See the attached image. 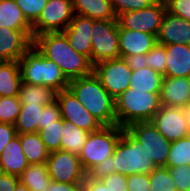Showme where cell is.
I'll use <instances>...</instances> for the list:
<instances>
[{
    "label": "cell",
    "instance_id": "34",
    "mask_svg": "<svg viewBox=\"0 0 190 191\" xmlns=\"http://www.w3.org/2000/svg\"><path fill=\"white\" fill-rule=\"evenodd\" d=\"M21 105L19 96L0 97V122L14 125Z\"/></svg>",
    "mask_w": 190,
    "mask_h": 191
},
{
    "label": "cell",
    "instance_id": "16",
    "mask_svg": "<svg viewBox=\"0 0 190 191\" xmlns=\"http://www.w3.org/2000/svg\"><path fill=\"white\" fill-rule=\"evenodd\" d=\"M95 20L90 17L75 14L71 23L64 29L70 46L76 51L91 59L92 30Z\"/></svg>",
    "mask_w": 190,
    "mask_h": 191
},
{
    "label": "cell",
    "instance_id": "37",
    "mask_svg": "<svg viewBox=\"0 0 190 191\" xmlns=\"http://www.w3.org/2000/svg\"><path fill=\"white\" fill-rule=\"evenodd\" d=\"M113 10L118 16L121 13L141 10L154 4L153 0H110Z\"/></svg>",
    "mask_w": 190,
    "mask_h": 191
},
{
    "label": "cell",
    "instance_id": "21",
    "mask_svg": "<svg viewBox=\"0 0 190 191\" xmlns=\"http://www.w3.org/2000/svg\"><path fill=\"white\" fill-rule=\"evenodd\" d=\"M167 65L164 77H187L190 73V45H166Z\"/></svg>",
    "mask_w": 190,
    "mask_h": 191
},
{
    "label": "cell",
    "instance_id": "10",
    "mask_svg": "<svg viewBox=\"0 0 190 191\" xmlns=\"http://www.w3.org/2000/svg\"><path fill=\"white\" fill-rule=\"evenodd\" d=\"M74 15L72 0H48L40 17L32 25L33 39L47 32H63Z\"/></svg>",
    "mask_w": 190,
    "mask_h": 191
},
{
    "label": "cell",
    "instance_id": "2",
    "mask_svg": "<svg viewBox=\"0 0 190 191\" xmlns=\"http://www.w3.org/2000/svg\"><path fill=\"white\" fill-rule=\"evenodd\" d=\"M67 88L103 126L118 125L115 99L105 90L94 72L70 80Z\"/></svg>",
    "mask_w": 190,
    "mask_h": 191
},
{
    "label": "cell",
    "instance_id": "20",
    "mask_svg": "<svg viewBox=\"0 0 190 191\" xmlns=\"http://www.w3.org/2000/svg\"><path fill=\"white\" fill-rule=\"evenodd\" d=\"M28 165L18 134L0 155V172L19 177Z\"/></svg>",
    "mask_w": 190,
    "mask_h": 191
},
{
    "label": "cell",
    "instance_id": "33",
    "mask_svg": "<svg viewBox=\"0 0 190 191\" xmlns=\"http://www.w3.org/2000/svg\"><path fill=\"white\" fill-rule=\"evenodd\" d=\"M151 191H177L168 167H156L149 173Z\"/></svg>",
    "mask_w": 190,
    "mask_h": 191
},
{
    "label": "cell",
    "instance_id": "51",
    "mask_svg": "<svg viewBox=\"0 0 190 191\" xmlns=\"http://www.w3.org/2000/svg\"><path fill=\"white\" fill-rule=\"evenodd\" d=\"M153 1H154V3L167 7L173 0H153Z\"/></svg>",
    "mask_w": 190,
    "mask_h": 191
},
{
    "label": "cell",
    "instance_id": "9",
    "mask_svg": "<svg viewBox=\"0 0 190 191\" xmlns=\"http://www.w3.org/2000/svg\"><path fill=\"white\" fill-rule=\"evenodd\" d=\"M93 72L115 100L130 86L132 70L122 57L97 63Z\"/></svg>",
    "mask_w": 190,
    "mask_h": 191
},
{
    "label": "cell",
    "instance_id": "26",
    "mask_svg": "<svg viewBox=\"0 0 190 191\" xmlns=\"http://www.w3.org/2000/svg\"><path fill=\"white\" fill-rule=\"evenodd\" d=\"M23 153L29 164L46 163L49 157V151L41 140L38 132L19 134Z\"/></svg>",
    "mask_w": 190,
    "mask_h": 191
},
{
    "label": "cell",
    "instance_id": "1",
    "mask_svg": "<svg viewBox=\"0 0 190 191\" xmlns=\"http://www.w3.org/2000/svg\"><path fill=\"white\" fill-rule=\"evenodd\" d=\"M33 45L47 59L55 62L70 81L93 73L90 59L76 52L63 32H47L36 36Z\"/></svg>",
    "mask_w": 190,
    "mask_h": 191
},
{
    "label": "cell",
    "instance_id": "7",
    "mask_svg": "<svg viewBox=\"0 0 190 191\" xmlns=\"http://www.w3.org/2000/svg\"><path fill=\"white\" fill-rule=\"evenodd\" d=\"M124 129L142 144L156 167H167L172 142L166 139L151 121L132 123Z\"/></svg>",
    "mask_w": 190,
    "mask_h": 191
},
{
    "label": "cell",
    "instance_id": "38",
    "mask_svg": "<svg viewBox=\"0 0 190 191\" xmlns=\"http://www.w3.org/2000/svg\"><path fill=\"white\" fill-rule=\"evenodd\" d=\"M177 190L190 191V168L188 165L168 167Z\"/></svg>",
    "mask_w": 190,
    "mask_h": 191
},
{
    "label": "cell",
    "instance_id": "43",
    "mask_svg": "<svg viewBox=\"0 0 190 191\" xmlns=\"http://www.w3.org/2000/svg\"><path fill=\"white\" fill-rule=\"evenodd\" d=\"M112 173H115V166L113 164V156L108 157L107 159L100 162L90 173L91 177L101 179Z\"/></svg>",
    "mask_w": 190,
    "mask_h": 191
},
{
    "label": "cell",
    "instance_id": "8",
    "mask_svg": "<svg viewBox=\"0 0 190 191\" xmlns=\"http://www.w3.org/2000/svg\"><path fill=\"white\" fill-rule=\"evenodd\" d=\"M120 57L118 20H95L92 30V56L90 62H99Z\"/></svg>",
    "mask_w": 190,
    "mask_h": 191
},
{
    "label": "cell",
    "instance_id": "22",
    "mask_svg": "<svg viewBox=\"0 0 190 191\" xmlns=\"http://www.w3.org/2000/svg\"><path fill=\"white\" fill-rule=\"evenodd\" d=\"M75 14L94 20H117L110 0H72Z\"/></svg>",
    "mask_w": 190,
    "mask_h": 191
},
{
    "label": "cell",
    "instance_id": "19",
    "mask_svg": "<svg viewBox=\"0 0 190 191\" xmlns=\"http://www.w3.org/2000/svg\"><path fill=\"white\" fill-rule=\"evenodd\" d=\"M189 100L190 82L187 77H163L161 106L183 108Z\"/></svg>",
    "mask_w": 190,
    "mask_h": 191
},
{
    "label": "cell",
    "instance_id": "25",
    "mask_svg": "<svg viewBox=\"0 0 190 191\" xmlns=\"http://www.w3.org/2000/svg\"><path fill=\"white\" fill-rule=\"evenodd\" d=\"M45 105L22 104L16 123L17 134L36 133L42 124V112Z\"/></svg>",
    "mask_w": 190,
    "mask_h": 191
},
{
    "label": "cell",
    "instance_id": "35",
    "mask_svg": "<svg viewBox=\"0 0 190 191\" xmlns=\"http://www.w3.org/2000/svg\"><path fill=\"white\" fill-rule=\"evenodd\" d=\"M147 67L155 70L156 72L164 75L166 73L167 54L164 45L156 44L146 54Z\"/></svg>",
    "mask_w": 190,
    "mask_h": 191
},
{
    "label": "cell",
    "instance_id": "12",
    "mask_svg": "<svg viewBox=\"0 0 190 191\" xmlns=\"http://www.w3.org/2000/svg\"><path fill=\"white\" fill-rule=\"evenodd\" d=\"M166 10V6L154 3L141 10L124 12L117 16L118 25L121 29L157 36Z\"/></svg>",
    "mask_w": 190,
    "mask_h": 191
},
{
    "label": "cell",
    "instance_id": "40",
    "mask_svg": "<svg viewBox=\"0 0 190 191\" xmlns=\"http://www.w3.org/2000/svg\"><path fill=\"white\" fill-rule=\"evenodd\" d=\"M61 118V109L59 103L55 99L50 104L44 106L42 112V124H39V130L45 128V125H49Z\"/></svg>",
    "mask_w": 190,
    "mask_h": 191
},
{
    "label": "cell",
    "instance_id": "11",
    "mask_svg": "<svg viewBox=\"0 0 190 191\" xmlns=\"http://www.w3.org/2000/svg\"><path fill=\"white\" fill-rule=\"evenodd\" d=\"M51 180L62 183H83L87 174L77 154L58 150L49 153L46 162Z\"/></svg>",
    "mask_w": 190,
    "mask_h": 191
},
{
    "label": "cell",
    "instance_id": "24",
    "mask_svg": "<svg viewBox=\"0 0 190 191\" xmlns=\"http://www.w3.org/2000/svg\"><path fill=\"white\" fill-rule=\"evenodd\" d=\"M0 27L33 32L32 25L26 20L15 0H0Z\"/></svg>",
    "mask_w": 190,
    "mask_h": 191
},
{
    "label": "cell",
    "instance_id": "48",
    "mask_svg": "<svg viewBox=\"0 0 190 191\" xmlns=\"http://www.w3.org/2000/svg\"><path fill=\"white\" fill-rule=\"evenodd\" d=\"M19 182V177L0 172V191H13Z\"/></svg>",
    "mask_w": 190,
    "mask_h": 191
},
{
    "label": "cell",
    "instance_id": "36",
    "mask_svg": "<svg viewBox=\"0 0 190 191\" xmlns=\"http://www.w3.org/2000/svg\"><path fill=\"white\" fill-rule=\"evenodd\" d=\"M48 0H15L26 20L33 25L41 15Z\"/></svg>",
    "mask_w": 190,
    "mask_h": 191
},
{
    "label": "cell",
    "instance_id": "18",
    "mask_svg": "<svg viewBox=\"0 0 190 191\" xmlns=\"http://www.w3.org/2000/svg\"><path fill=\"white\" fill-rule=\"evenodd\" d=\"M157 43V36L153 34L119 27V51L122 58L138 54L146 55Z\"/></svg>",
    "mask_w": 190,
    "mask_h": 191
},
{
    "label": "cell",
    "instance_id": "5",
    "mask_svg": "<svg viewBox=\"0 0 190 191\" xmlns=\"http://www.w3.org/2000/svg\"><path fill=\"white\" fill-rule=\"evenodd\" d=\"M115 172L124 175L149 174L156 168L152 158L125 129L113 152Z\"/></svg>",
    "mask_w": 190,
    "mask_h": 191
},
{
    "label": "cell",
    "instance_id": "3",
    "mask_svg": "<svg viewBox=\"0 0 190 191\" xmlns=\"http://www.w3.org/2000/svg\"><path fill=\"white\" fill-rule=\"evenodd\" d=\"M19 67L22 83L44 85L56 93L69 85L59 66L42 55L34 45L19 59Z\"/></svg>",
    "mask_w": 190,
    "mask_h": 191
},
{
    "label": "cell",
    "instance_id": "28",
    "mask_svg": "<svg viewBox=\"0 0 190 191\" xmlns=\"http://www.w3.org/2000/svg\"><path fill=\"white\" fill-rule=\"evenodd\" d=\"M19 181L30 191H46L51 182L46 163L29 164L19 176Z\"/></svg>",
    "mask_w": 190,
    "mask_h": 191
},
{
    "label": "cell",
    "instance_id": "41",
    "mask_svg": "<svg viewBox=\"0 0 190 191\" xmlns=\"http://www.w3.org/2000/svg\"><path fill=\"white\" fill-rule=\"evenodd\" d=\"M103 183L109 187L110 191H128L127 176L119 173H112L101 178Z\"/></svg>",
    "mask_w": 190,
    "mask_h": 191
},
{
    "label": "cell",
    "instance_id": "23",
    "mask_svg": "<svg viewBox=\"0 0 190 191\" xmlns=\"http://www.w3.org/2000/svg\"><path fill=\"white\" fill-rule=\"evenodd\" d=\"M21 83L19 61H0V97L19 96Z\"/></svg>",
    "mask_w": 190,
    "mask_h": 191
},
{
    "label": "cell",
    "instance_id": "46",
    "mask_svg": "<svg viewBox=\"0 0 190 191\" xmlns=\"http://www.w3.org/2000/svg\"><path fill=\"white\" fill-rule=\"evenodd\" d=\"M83 183H62L51 180L46 191H82Z\"/></svg>",
    "mask_w": 190,
    "mask_h": 191
},
{
    "label": "cell",
    "instance_id": "27",
    "mask_svg": "<svg viewBox=\"0 0 190 191\" xmlns=\"http://www.w3.org/2000/svg\"><path fill=\"white\" fill-rule=\"evenodd\" d=\"M163 77V75L149 67H145L140 70H134L132 71L129 88L140 90L146 93H160Z\"/></svg>",
    "mask_w": 190,
    "mask_h": 191
},
{
    "label": "cell",
    "instance_id": "47",
    "mask_svg": "<svg viewBox=\"0 0 190 191\" xmlns=\"http://www.w3.org/2000/svg\"><path fill=\"white\" fill-rule=\"evenodd\" d=\"M124 59L132 71L147 67L146 55L144 54L126 56Z\"/></svg>",
    "mask_w": 190,
    "mask_h": 191
},
{
    "label": "cell",
    "instance_id": "49",
    "mask_svg": "<svg viewBox=\"0 0 190 191\" xmlns=\"http://www.w3.org/2000/svg\"><path fill=\"white\" fill-rule=\"evenodd\" d=\"M183 111L190 129V100L184 105Z\"/></svg>",
    "mask_w": 190,
    "mask_h": 191
},
{
    "label": "cell",
    "instance_id": "31",
    "mask_svg": "<svg viewBox=\"0 0 190 191\" xmlns=\"http://www.w3.org/2000/svg\"><path fill=\"white\" fill-rule=\"evenodd\" d=\"M38 133L49 152L58 151L61 149V139L64 136V120L61 118L45 125Z\"/></svg>",
    "mask_w": 190,
    "mask_h": 191
},
{
    "label": "cell",
    "instance_id": "6",
    "mask_svg": "<svg viewBox=\"0 0 190 191\" xmlns=\"http://www.w3.org/2000/svg\"><path fill=\"white\" fill-rule=\"evenodd\" d=\"M119 125L103 126L100 130L89 133L85 145L79 153L82 168L88 175L97 165L113 156L115 146L122 136Z\"/></svg>",
    "mask_w": 190,
    "mask_h": 191
},
{
    "label": "cell",
    "instance_id": "14",
    "mask_svg": "<svg viewBox=\"0 0 190 191\" xmlns=\"http://www.w3.org/2000/svg\"><path fill=\"white\" fill-rule=\"evenodd\" d=\"M151 122L171 142L188 137L190 131L183 108L161 106Z\"/></svg>",
    "mask_w": 190,
    "mask_h": 191
},
{
    "label": "cell",
    "instance_id": "44",
    "mask_svg": "<svg viewBox=\"0 0 190 191\" xmlns=\"http://www.w3.org/2000/svg\"><path fill=\"white\" fill-rule=\"evenodd\" d=\"M17 135L16 128L13 124L0 122V155L6 145Z\"/></svg>",
    "mask_w": 190,
    "mask_h": 191
},
{
    "label": "cell",
    "instance_id": "32",
    "mask_svg": "<svg viewBox=\"0 0 190 191\" xmlns=\"http://www.w3.org/2000/svg\"><path fill=\"white\" fill-rule=\"evenodd\" d=\"M190 165V138L186 137L171 143L167 167Z\"/></svg>",
    "mask_w": 190,
    "mask_h": 191
},
{
    "label": "cell",
    "instance_id": "4",
    "mask_svg": "<svg viewBox=\"0 0 190 191\" xmlns=\"http://www.w3.org/2000/svg\"><path fill=\"white\" fill-rule=\"evenodd\" d=\"M160 108V93L128 88L115 100L117 124L126 128L132 123L151 121Z\"/></svg>",
    "mask_w": 190,
    "mask_h": 191
},
{
    "label": "cell",
    "instance_id": "30",
    "mask_svg": "<svg viewBox=\"0 0 190 191\" xmlns=\"http://www.w3.org/2000/svg\"><path fill=\"white\" fill-rule=\"evenodd\" d=\"M61 139V150L79 155L85 145L89 132L75 126L73 123L64 121V133Z\"/></svg>",
    "mask_w": 190,
    "mask_h": 191
},
{
    "label": "cell",
    "instance_id": "15",
    "mask_svg": "<svg viewBox=\"0 0 190 191\" xmlns=\"http://www.w3.org/2000/svg\"><path fill=\"white\" fill-rule=\"evenodd\" d=\"M33 45V32L0 27V61H19Z\"/></svg>",
    "mask_w": 190,
    "mask_h": 191
},
{
    "label": "cell",
    "instance_id": "52",
    "mask_svg": "<svg viewBox=\"0 0 190 191\" xmlns=\"http://www.w3.org/2000/svg\"><path fill=\"white\" fill-rule=\"evenodd\" d=\"M187 78H188V80H189V82H190V73L188 74Z\"/></svg>",
    "mask_w": 190,
    "mask_h": 191
},
{
    "label": "cell",
    "instance_id": "42",
    "mask_svg": "<svg viewBox=\"0 0 190 191\" xmlns=\"http://www.w3.org/2000/svg\"><path fill=\"white\" fill-rule=\"evenodd\" d=\"M166 9L174 15L190 21V0H173Z\"/></svg>",
    "mask_w": 190,
    "mask_h": 191
},
{
    "label": "cell",
    "instance_id": "50",
    "mask_svg": "<svg viewBox=\"0 0 190 191\" xmlns=\"http://www.w3.org/2000/svg\"><path fill=\"white\" fill-rule=\"evenodd\" d=\"M13 191H30V190L23 183L19 181Z\"/></svg>",
    "mask_w": 190,
    "mask_h": 191
},
{
    "label": "cell",
    "instance_id": "13",
    "mask_svg": "<svg viewBox=\"0 0 190 191\" xmlns=\"http://www.w3.org/2000/svg\"><path fill=\"white\" fill-rule=\"evenodd\" d=\"M56 100L59 103L61 117L64 121L73 123L89 133L98 131L103 127L99 120L79 102L68 88L56 93Z\"/></svg>",
    "mask_w": 190,
    "mask_h": 191
},
{
    "label": "cell",
    "instance_id": "29",
    "mask_svg": "<svg viewBox=\"0 0 190 191\" xmlns=\"http://www.w3.org/2000/svg\"><path fill=\"white\" fill-rule=\"evenodd\" d=\"M19 98L21 104L47 105L56 99V92L44 85L21 83Z\"/></svg>",
    "mask_w": 190,
    "mask_h": 191
},
{
    "label": "cell",
    "instance_id": "39",
    "mask_svg": "<svg viewBox=\"0 0 190 191\" xmlns=\"http://www.w3.org/2000/svg\"><path fill=\"white\" fill-rule=\"evenodd\" d=\"M128 191H151L149 174H130L127 175Z\"/></svg>",
    "mask_w": 190,
    "mask_h": 191
},
{
    "label": "cell",
    "instance_id": "45",
    "mask_svg": "<svg viewBox=\"0 0 190 191\" xmlns=\"http://www.w3.org/2000/svg\"><path fill=\"white\" fill-rule=\"evenodd\" d=\"M82 191H110L101 179L91 177L89 174L86 176L83 184Z\"/></svg>",
    "mask_w": 190,
    "mask_h": 191
},
{
    "label": "cell",
    "instance_id": "17",
    "mask_svg": "<svg viewBox=\"0 0 190 191\" xmlns=\"http://www.w3.org/2000/svg\"><path fill=\"white\" fill-rule=\"evenodd\" d=\"M161 45H190V21L182 19L166 10L157 35Z\"/></svg>",
    "mask_w": 190,
    "mask_h": 191
}]
</instances>
